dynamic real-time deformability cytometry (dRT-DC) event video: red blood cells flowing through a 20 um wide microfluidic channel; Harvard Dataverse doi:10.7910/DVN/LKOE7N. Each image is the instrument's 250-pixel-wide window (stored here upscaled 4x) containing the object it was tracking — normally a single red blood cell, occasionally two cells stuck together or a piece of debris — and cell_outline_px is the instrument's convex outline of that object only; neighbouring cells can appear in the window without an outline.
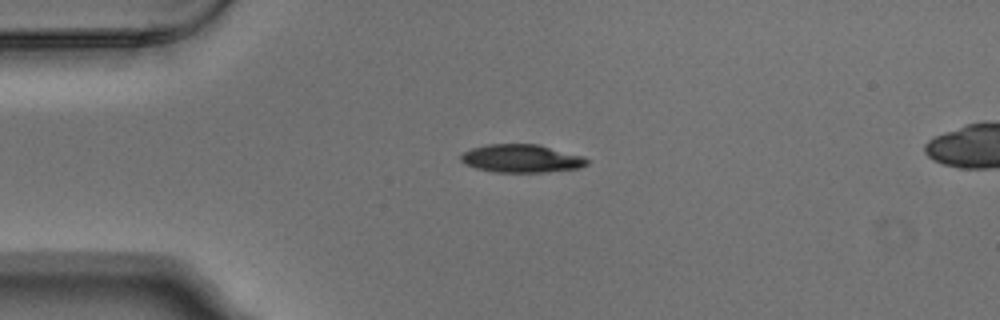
{"species": "Egyptian fruit bat (a non-hibernating species)", "species_latin": "Rousettus aegyptiacus", "temperature_condition": "warm", "stored_images_in_passage": 5, "camera_frame_rate_fps": 3000, "um_per_image_px": 0.085, "animal": {"sex": "male"}, "frame": {"image": 1, "passage_image": 2, "time_ms": 0.333, "image_size_px": [1000, 320], "cell_outline_px": [[588, 164], [580, 168], [544, 172], [496, 172], [476, 168], [464, 164], [460, 160], [460, 156], [464, 152], [472, 148], [488, 144], [540, 144], [584, 156], [588, 160]], "centroid_in_image_um": [44.34, 13.47], "position_along_channel_um": 40.7, "area_um2": 20.75}}
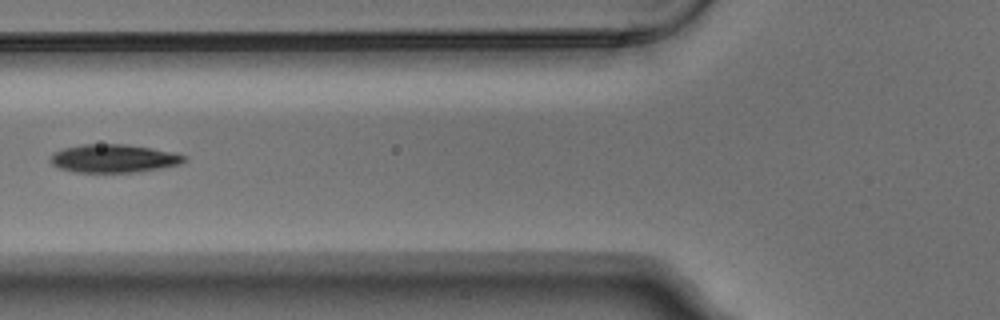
{"frame": {"image": 2, "passage_image": 4, "time_ms": 1.0, "image_size_px": [1000, 320], "cell_outline_px": [[188, 160], [180, 164], [136, 172], [76, 172], [60, 168], [52, 164], [48, 160], [56, 152], [64, 148], [84, 144], [128, 144], [152, 148], [172, 152], [188, 156]], "centroid_in_image_um": [9.7, 13.46], "position_along_channel_um": 116.1, "area_um2": 21.91}}
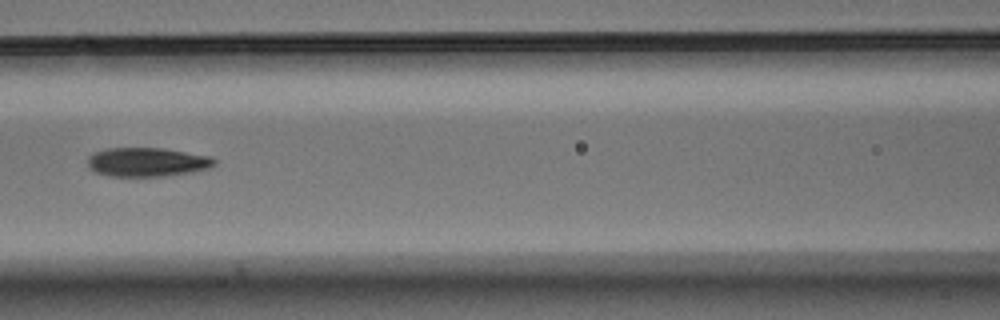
{"frame": {"image": 3, "passage_image": 5, "time_ms": 1.333, "image_size_px": [1000, 320], "cell_outline_px": [[216, 164], [208, 168], [192, 172], [164, 176], [112, 176], [96, 172], [88, 168], [88, 156], [96, 152], [108, 148], [160, 148], [212, 156], [216, 160]], "centroid_in_image_um": [12.52, 13.77], "position_along_channel_um": 154.1, "area_um2": 21.33}}